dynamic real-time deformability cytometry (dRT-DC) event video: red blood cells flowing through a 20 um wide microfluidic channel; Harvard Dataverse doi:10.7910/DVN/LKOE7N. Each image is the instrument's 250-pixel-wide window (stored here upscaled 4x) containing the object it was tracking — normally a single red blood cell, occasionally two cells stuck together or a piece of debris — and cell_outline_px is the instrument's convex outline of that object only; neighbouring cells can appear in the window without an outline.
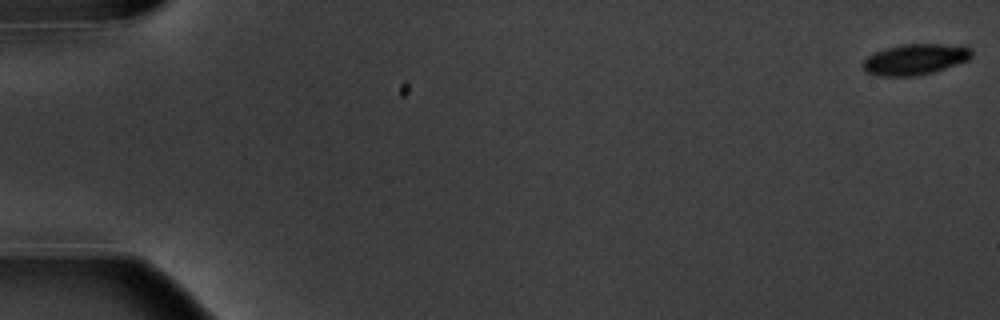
{"species": "common noctule bat (a hibernating species)", "species_latin": "Nyctalus noctula", "temperature_condition": "warm", "stored_images_in_passage": 6, "camera_frame_rate_fps": 3000, "um_per_image_px": 0.085, "animal": {"sex": "male", "body_mass_g": 20.1, "forearm_length_mm": 53.5}, "frame": {"image": 1, "passage_image": 1, "time_ms": 0.0, "image_size_px": [1000, 320], "cell_outline_px": [[972, 56], [968, 60], [932, 72], [916, 76], [876, 76], [868, 72], [864, 68], [864, 60], [868, 56], [876, 52], [888, 48], [904, 44], [968, 44], [972, 48]], "centroid_in_image_um": [77.87, 5.03], "position_along_channel_um": 7.1, "area_um2": 19.54}}
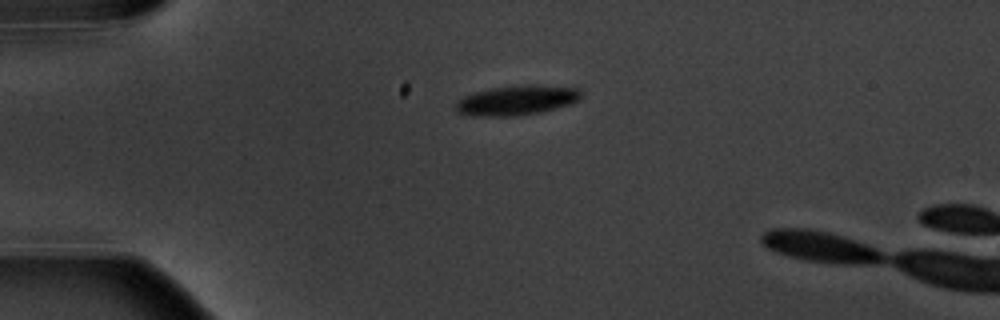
{"frame": {"image": 2, "passage_image": 5, "time_ms": 4.667, "image_size_px": [1000, 320], "cell_outline_px": [[580, 100], [556, 108], [540, 112], [516, 116], [468, 116], [456, 112], [456, 100], [464, 96], [476, 92], [492, 88], [516, 84], [528, 84], [576, 88], [580, 92]], "centroid_in_image_um": [43.86, 8.52], "position_along_channel_um": 41.1, "area_um2": 21.79}}